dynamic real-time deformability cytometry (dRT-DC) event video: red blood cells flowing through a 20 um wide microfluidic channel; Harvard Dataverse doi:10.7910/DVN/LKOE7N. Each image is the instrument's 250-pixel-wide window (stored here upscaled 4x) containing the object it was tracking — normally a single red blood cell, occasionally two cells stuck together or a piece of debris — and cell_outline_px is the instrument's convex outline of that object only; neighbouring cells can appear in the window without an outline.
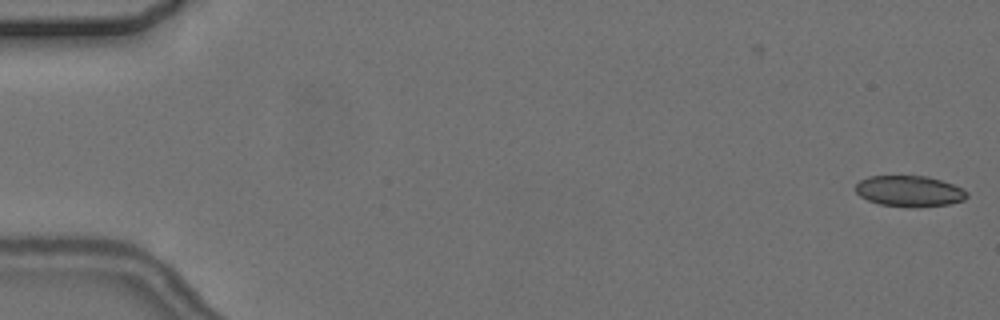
{"species": "common noctule bat (a hibernating species)", "species_latin": "Nyctalus noctula", "temperature_condition": "cold", "stored_images_in_passage": 2, "camera_frame_rate_fps": 3000, "um_per_image_px": 0.085, "animal": {"sex": "female", "body_mass_g": 24.6, "forearm_length_mm": 56.2}, "frame": {"image": 1, "passage_image": 2, "time_ms": 1.333, "image_size_px": [1000, 320], "cell_outline_px": [[968, 196], [964, 200], [948, 204], [916, 208], [912, 208], [880, 204], [868, 200], [860, 196], [856, 192], [856, 184], [860, 180], [868, 176], [928, 176], [952, 184], [968, 192]], "centroid_in_image_um": [77.29, 16.25], "position_along_channel_um": 7.7, "area_um2": 20.11}}